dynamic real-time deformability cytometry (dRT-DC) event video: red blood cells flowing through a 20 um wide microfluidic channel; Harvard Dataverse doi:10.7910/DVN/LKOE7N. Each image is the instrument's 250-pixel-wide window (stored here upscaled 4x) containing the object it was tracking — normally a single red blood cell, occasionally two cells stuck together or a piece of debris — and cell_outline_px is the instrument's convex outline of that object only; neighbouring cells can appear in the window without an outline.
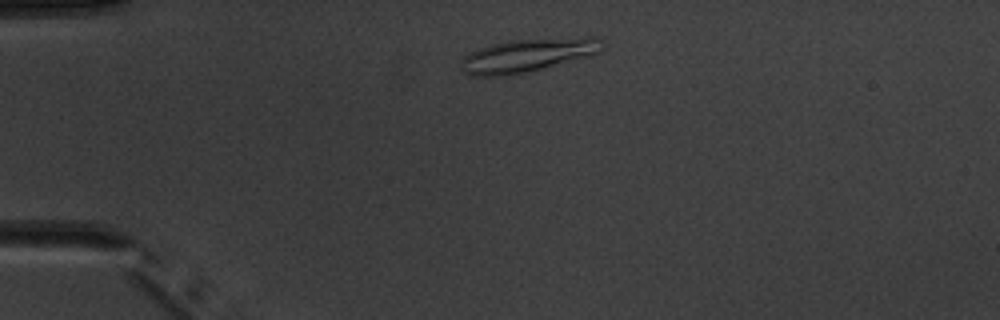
{"species": "common noctule bat (a hibernating species)", "species_latin": "Nyctalus noctula", "temperature_condition": "warm", "stored_images_in_passage": 3, "camera_frame_rate_fps": 3000, "um_per_image_px": 0.085, "animal": {"sex": "male", "body_mass_g": 20.1, "forearm_length_mm": 53.5}, "frame": {"image": 1, "passage_image": 2, "time_ms": 1.0, "image_size_px": [1000, 320], "cell_outline_px": [[600, 52], [592, 56], [528, 72], [508, 76], [472, 76], [464, 72], [460, 68], [460, 60], [464, 56], [480, 48], [492, 44], [508, 40], [588, 36], [600, 36]], "centroid_in_image_um": [44.86, 4.7], "position_along_channel_um": 40.1, "area_um2": 27.86}}